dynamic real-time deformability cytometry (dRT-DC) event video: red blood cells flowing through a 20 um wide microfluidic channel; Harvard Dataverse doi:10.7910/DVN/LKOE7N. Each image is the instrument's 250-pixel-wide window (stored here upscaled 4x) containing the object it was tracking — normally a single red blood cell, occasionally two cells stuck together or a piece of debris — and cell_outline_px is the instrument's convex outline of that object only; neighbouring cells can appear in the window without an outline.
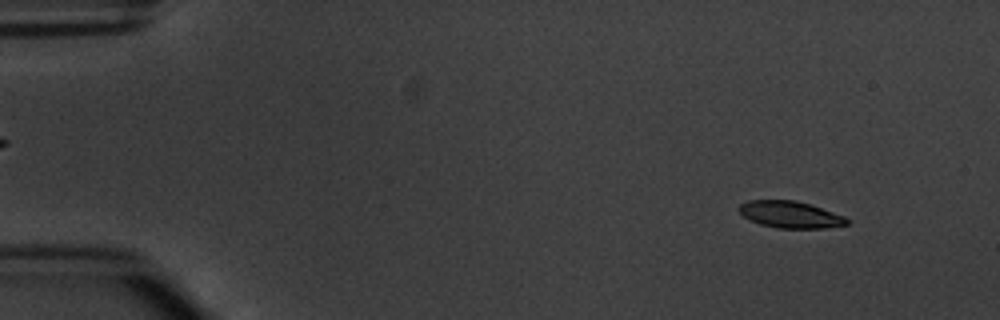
{"species": "common noctule bat (a hibernating species)", "species_latin": "Nyctalus noctula", "temperature_condition": "warm", "stored_images_in_passage": 4, "camera_frame_rate_fps": 3000, "um_per_image_px": 0.085, "animal": {"sex": "male", "body_mass_g": 20.1, "forearm_length_mm": 53.5}, "frame": {"image": 1, "passage_image": 1, "time_ms": 0.0, "image_size_px": [1000, 320], "cell_outline_px": [[852, 220], [848, 224], [824, 228], [776, 228], [760, 224], [744, 216], [736, 208], [740, 204], [748, 200], [796, 200], [844, 216]], "centroid_in_image_um": [67.17, 18.24], "position_along_channel_um": 17.8, "area_um2": 16.76}}
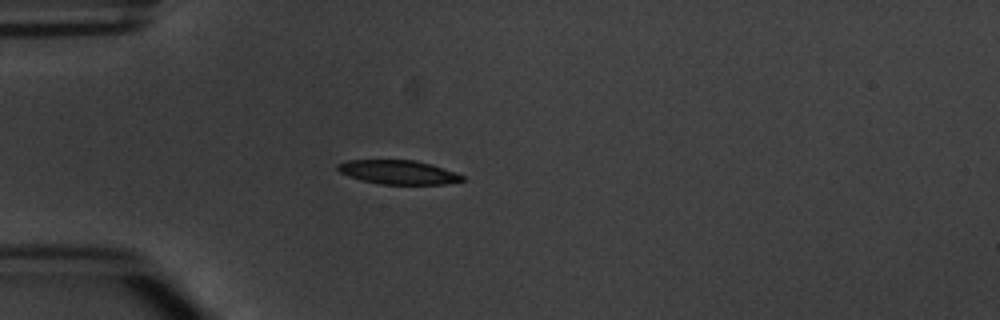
{"frame": {"image": 2, "passage_image": 4, "time_ms": 3.333, "image_size_px": [1000, 320], "cell_outline_px": [[464, 180], [444, 184], [380, 184], [360, 180], [348, 176], [340, 172], [336, 168], [336, 164], [348, 160], [416, 160], [456, 172], [464, 176]], "centroid_in_image_um": [33.82, 14.63], "position_along_channel_um": 51.2, "area_um2": 17.4}}